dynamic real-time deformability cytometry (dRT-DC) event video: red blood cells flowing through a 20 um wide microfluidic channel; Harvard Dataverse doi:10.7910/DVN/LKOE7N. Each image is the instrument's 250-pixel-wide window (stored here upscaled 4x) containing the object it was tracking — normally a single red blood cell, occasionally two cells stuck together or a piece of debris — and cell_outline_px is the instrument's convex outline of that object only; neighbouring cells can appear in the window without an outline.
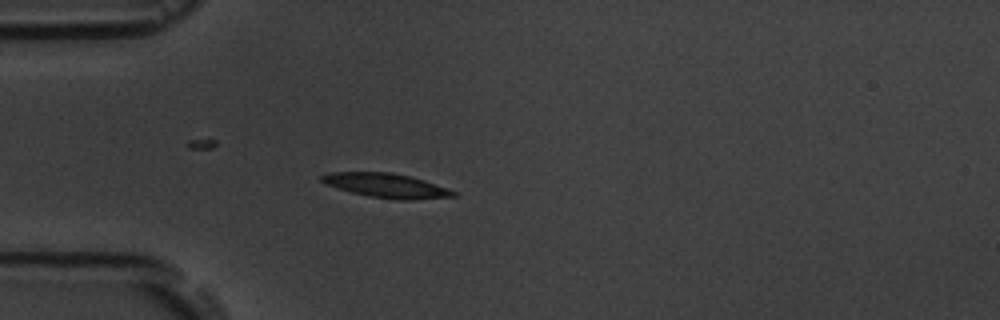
{"species": "common noctule bat (a hibernating species)", "species_latin": "Nyctalus noctula", "temperature_condition": "room temperature", "stored_images_in_passage": 4, "camera_frame_rate_fps": 3000, "um_per_image_px": 0.085, "animal": {"sex": "male", "body_mass_g": 19.5, "forearm_length_mm": 54.6}, "frame": {"image": 1, "passage_image": 4, "time_ms": 4.333, "image_size_px": [1000, 320], "cell_outline_px": [[456, 196], [412, 200], [396, 200], [368, 196], [352, 192], [328, 184], [320, 180], [320, 176], [332, 172], [392, 172], [424, 180], [456, 192]], "centroid_in_image_um": [32.85, 15.77], "position_along_channel_um": 52.2, "area_um2": 18.32}}